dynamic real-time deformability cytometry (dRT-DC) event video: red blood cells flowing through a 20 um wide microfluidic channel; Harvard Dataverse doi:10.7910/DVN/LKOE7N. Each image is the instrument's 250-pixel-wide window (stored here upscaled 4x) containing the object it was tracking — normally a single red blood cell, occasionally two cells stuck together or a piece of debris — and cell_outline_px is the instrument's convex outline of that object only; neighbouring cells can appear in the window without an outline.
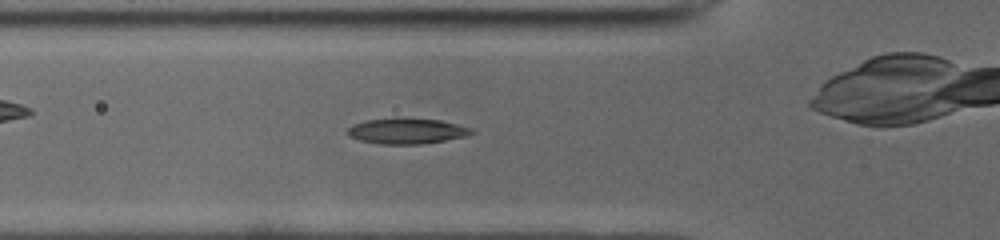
{"species": "common noctule bat (a hibernating species)", "species_latin": "Nyctalus noctula", "temperature_condition": "cold", "stored_images_in_passage": 40, "camera_frame_rate_fps": 3000, "um_per_image_px": 0.085, "animal": {"sex": "male", "body_mass_g": 19.0, "forearm_length_mm": 50.8}, "frame": {"image": 1, "passage_image": 16, "time_ms": 5.0, "image_size_px": [1000, 240], "cell_outline_px": [[476, 132], [464, 136], [444, 140], [420, 144], [380, 144], [360, 140], [348, 136], [348, 128], [352, 124], [368, 120], [392, 116], [396, 116], [440, 120], [472, 128]], "centroid_in_image_um": [34.54, 11.11], "position_along_channel_um": 91.3, "area_um2": 18.79}}
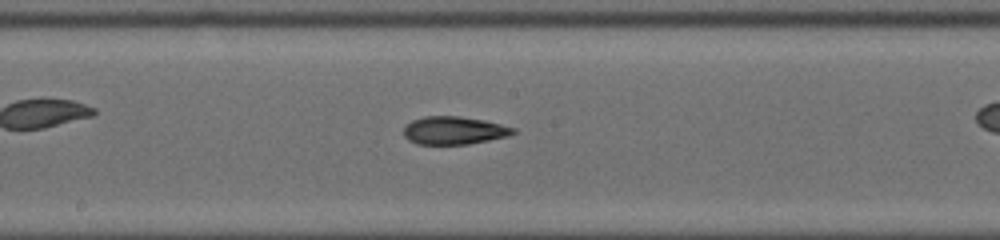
{"frame": {"image": 2, "passage_image": 25, "time_ms": 8.0, "image_size_px": [1000, 240], "cell_outline_px": [[516, 132], [508, 136], [468, 144], [416, 144], [408, 140], [404, 136], [404, 128], [412, 120], [424, 116], [460, 116], [484, 120], [516, 128]], "centroid_in_image_um": [38.59, 11.08], "position_along_channel_um": 209.6, "area_um2": 17.8}}
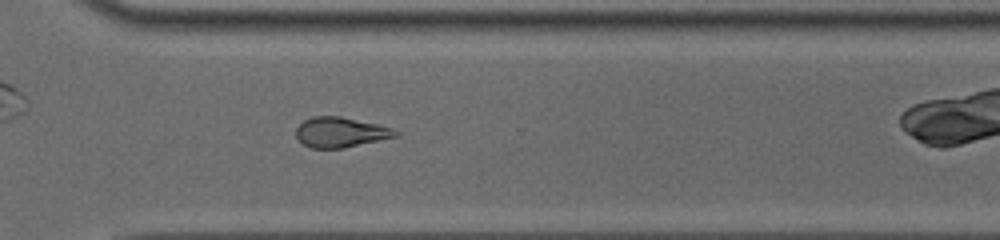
{"frame": {"image": 3, "passage_image": 35, "time_ms": 11.333, "image_size_px": [1000, 240], "cell_outline_px": [[400, 136], [344, 148], [312, 148], [304, 144], [296, 136], [296, 128], [304, 120], [312, 116], [340, 116], [376, 124], [392, 128], [400, 132]], "centroid_in_image_um": [28.98, 11.24], "position_along_channel_um": 341.6, "area_um2": 17.46}}